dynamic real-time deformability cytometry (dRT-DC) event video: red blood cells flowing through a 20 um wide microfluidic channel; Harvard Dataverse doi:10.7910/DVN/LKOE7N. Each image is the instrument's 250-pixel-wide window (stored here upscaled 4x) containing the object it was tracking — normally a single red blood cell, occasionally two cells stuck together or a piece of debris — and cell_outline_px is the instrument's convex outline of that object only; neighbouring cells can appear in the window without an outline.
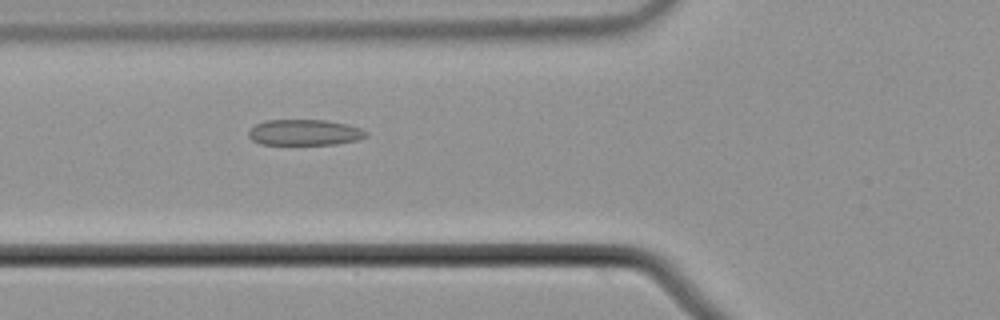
{"species": "common noctule bat (a hibernating species)", "species_latin": "Nyctalus noctula", "temperature_condition": "cold", "stored_images_in_passage": 33, "camera_frame_rate_fps": 3000, "um_per_image_px": 0.085, "animal": {"sex": "male", "body_mass_g": 21.5, "forearm_length_mm": 52.0}, "frame": {"image": 1, "passage_image": 4, "time_ms": 1.0, "image_size_px": [1000, 320], "cell_outline_px": [[368, 136], [356, 140], [336, 144], [260, 144], [252, 140], [248, 136], [248, 132], [256, 124], [264, 120], [328, 120], [348, 124], [360, 128], [368, 132]], "centroid_in_image_um": [25.9, 11.25], "position_along_channel_um": 99.9, "area_um2": 17.74}}
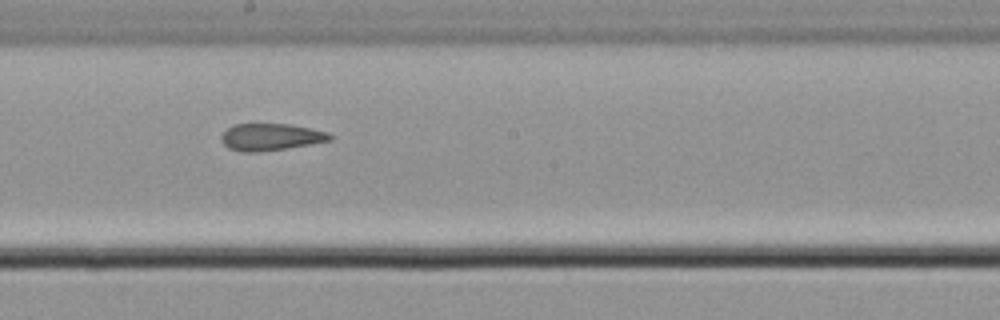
{"frame": {"image": 2, "passage_image": 14, "time_ms": 4.333, "image_size_px": [1000, 320], "cell_outline_px": [[332, 140], [284, 148], [252, 152], [244, 152], [228, 148], [220, 140], [220, 136], [232, 124], [288, 124], [328, 132], [332, 136]], "centroid_in_image_um": [22.96, 11.63], "position_along_channel_um": 225.2, "area_um2": 16.76}}
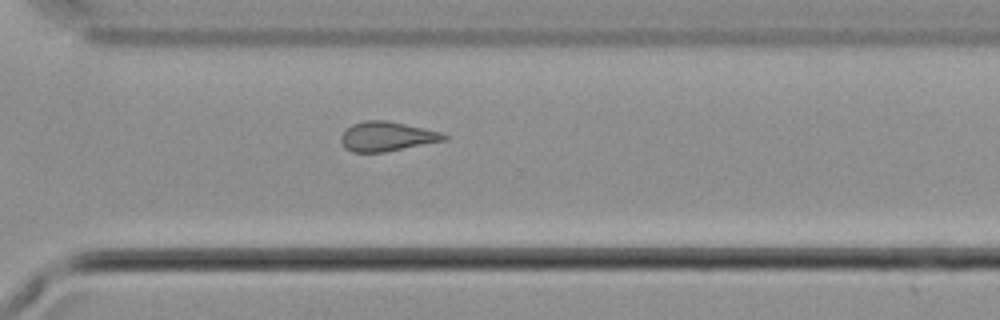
{"frame": {"image": 3, "passage_image": 23, "time_ms": 7.333, "image_size_px": [1000, 320], "cell_outline_px": [[448, 140], [384, 152], [352, 152], [344, 148], [340, 140], [340, 136], [352, 124], [364, 120], [388, 120], [440, 132], [448, 136]], "centroid_in_image_um": [32.87, 11.6], "position_along_channel_um": 337.7, "area_um2": 17.74}}